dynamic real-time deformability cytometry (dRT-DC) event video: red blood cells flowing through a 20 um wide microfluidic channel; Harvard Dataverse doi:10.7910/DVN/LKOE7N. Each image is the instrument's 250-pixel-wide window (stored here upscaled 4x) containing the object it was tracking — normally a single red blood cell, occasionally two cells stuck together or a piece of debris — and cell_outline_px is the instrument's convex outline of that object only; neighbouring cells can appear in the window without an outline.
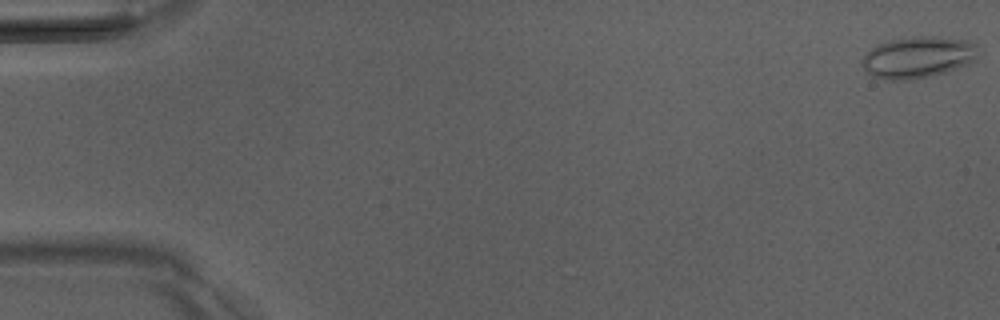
{"species": "Egyptian fruit bat (a non-hibernating species)", "species_latin": "Rousettus aegyptiacus", "temperature_condition": "room temperature", "stored_images_in_passage": 51, "camera_frame_rate_fps": 3000, "um_per_image_px": 0.085, "animal": {"sex": "male"}, "frame": {"image": 1, "passage_image": 1, "time_ms": 0.0, "image_size_px": [1000, 320], "cell_outline_px": [[976, 56], [968, 64], [944, 72], [928, 76], [908, 80], [892, 80], [872, 76], [860, 64], [860, 60], [876, 44], [892, 40], [912, 36], [936, 36], [968, 40], [976, 44]], "centroid_in_image_um": [77.99, 4.85], "position_along_channel_um": 7.0, "area_um2": 27.86}}
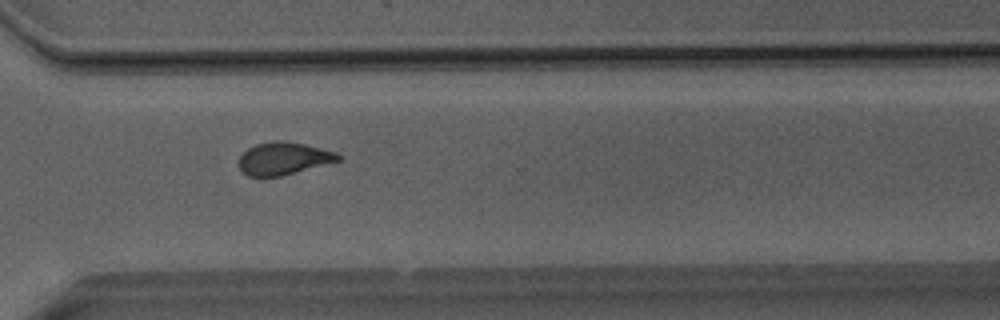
{"frame": {"image": 2, "passage_image": 38, "time_ms": 12.333, "image_size_px": [1000, 320], "cell_outline_px": [[344, 156], [340, 160], [280, 176], [248, 176], [240, 168], [240, 156], [248, 148], [256, 144], [276, 140], [280, 140], [304, 144], [336, 152]], "centroid_in_image_um": [24.12, 13.46], "position_along_channel_um": 346.5, "area_um2": 18.5}}
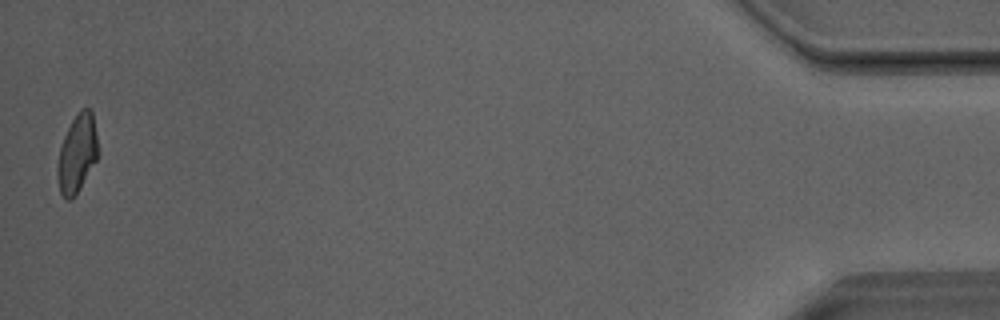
{"frame": {"image": 3, "passage_image": 51, "time_ms": 16.667, "image_size_px": [1000, 320], "cell_outline_px": [[100, 152], [96, 160], [80, 188], [68, 200], [60, 192], [56, 172], [56, 168], [60, 148], [64, 136], [72, 120], [80, 108], [88, 108], [92, 112]], "centroid_in_image_um": [6.57, 13.01], "position_along_channel_um": 428.6, "area_um2": 18.32}, "authors_computed_cell_mechanics": {"area_um2": 19.7098, "velocity_mm_per_s": 4.0599, "shape_relaxation_time_tau1_ms": 8.3226, "shape_relaxation_time_tau2_ms": 1.8848, "deformation_change_tau1": 0.1744, "deformation_change_tau2": 0.0856}}